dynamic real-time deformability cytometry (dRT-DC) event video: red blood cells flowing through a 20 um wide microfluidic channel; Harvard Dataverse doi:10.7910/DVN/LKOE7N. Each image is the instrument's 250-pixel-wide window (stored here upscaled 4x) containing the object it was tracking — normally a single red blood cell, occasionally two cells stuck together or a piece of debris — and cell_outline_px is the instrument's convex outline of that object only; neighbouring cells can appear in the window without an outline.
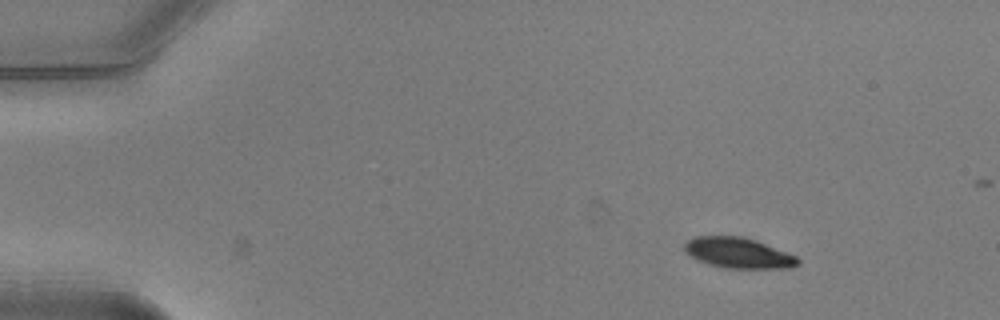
{"species": "common noctule bat (a hibernating species)", "species_latin": "Nyctalus noctula", "temperature_condition": "warm", "stored_images_in_passage": 50, "camera_frame_rate_fps": 3000, "um_per_image_px": 0.085, "animal": {"sex": "male", "body_mass_g": 20.5, "forearm_length_mm": 52.5}, "frame": {"image": 1, "passage_image": 7, "time_ms": 2.0, "image_size_px": [1000, 320], "cell_outline_px": [[800, 264], [788, 268], [724, 268], [708, 264], [696, 260], [684, 252], [684, 244], [688, 240], [696, 236], [744, 236], [756, 240], [796, 256], [800, 260]], "centroid_in_image_um": [62.73, 21.5], "position_along_channel_um": 22.3, "area_um2": 20.29}}
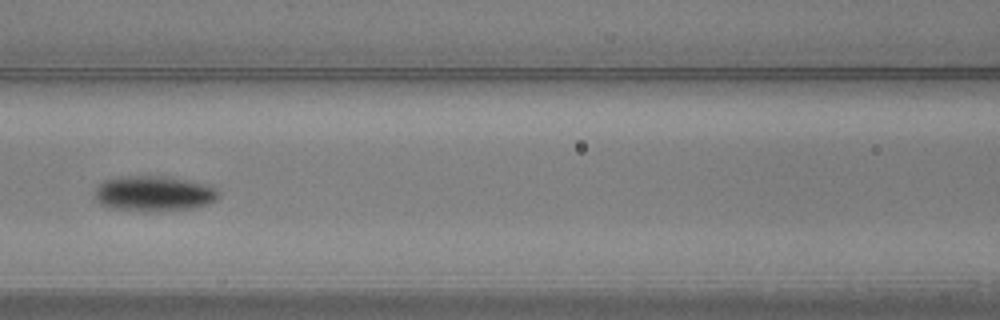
{"frame": {"image": 2, "passage_image": 24, "time_ms": 7.667, "image_size_px": [1000, 320], "cell_outline_px": [[220, 196], [216, 200], [208, 204], [192, 208], [164, 212], [148, 212], [108, 208], [100, 204], [96, 200], [96, 188], [104, 180], [120, 176], [168, 176], [192, 180], [212, 184], [220, 192]], "centroid_in_image_um": [13.15, 16.46], "position_along_channel_um": 153.5, "area_um2": 26.36}}
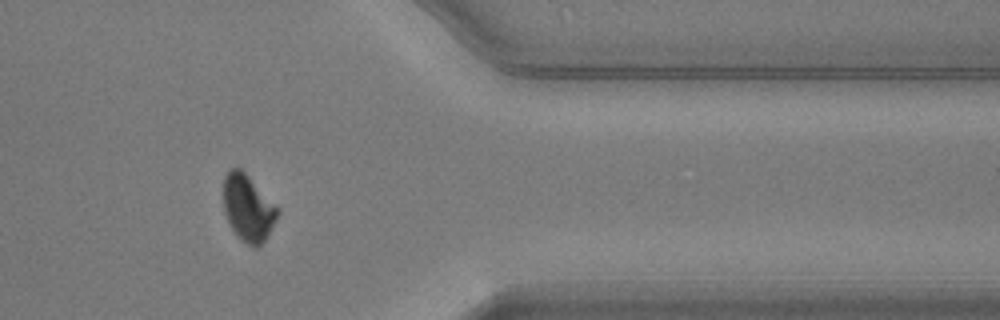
{"frame": {"image": 3, "passage_image": 43, "time_ms": 14.0, "image_size_px": [1000, 320], "cell_outline_px": [[280, 212], [276, 220], [264, 240], [256, 248], [252, 248], [240, 240], [236, 236], [224, 212], [224, 176], [228, 168], [240, 168], [248, 176]], "centroid_in_image_um": [21.04, 17.7], "position_along_channel_um": 390.4, "area_um2": 20.58}, "authors_computed_cell_mechanics": {"area_um2": 22.4553, "velocity_mm_per_s": 3.9843, "shape_relaxation_time_tau1_ms": 2.2327, "shape_relaxation_time_tau2_ms": null, "deformation_change_tau1": 0.1285, "deformation_change_tau2": null}}